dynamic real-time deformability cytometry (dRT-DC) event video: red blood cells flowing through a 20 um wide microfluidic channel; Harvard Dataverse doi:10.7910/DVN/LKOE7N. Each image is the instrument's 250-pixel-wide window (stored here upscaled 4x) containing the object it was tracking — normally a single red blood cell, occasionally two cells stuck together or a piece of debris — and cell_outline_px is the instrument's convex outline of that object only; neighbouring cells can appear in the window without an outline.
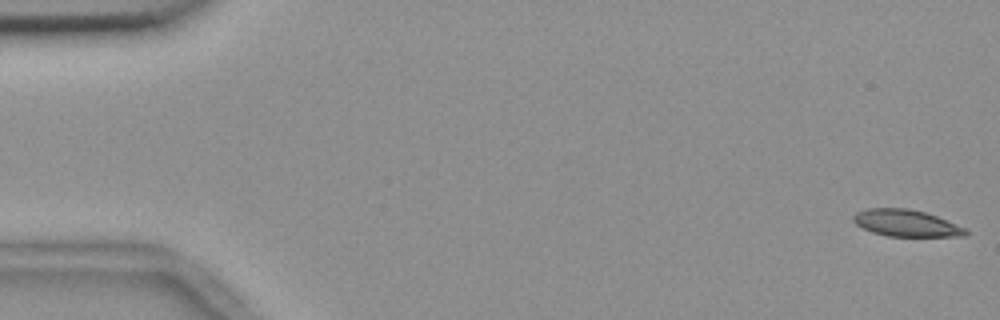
{"species": "common noctule bat (a hibernating species)", "species_latin": "Nyctalus noctula", "temperature_condition": "room temperature", "stored_images_in_passage": 8, "camera_frame_rate_fps": 3000, "um_per_image_px": 0.085, "animal": {"sex": "female", "body_mass_g": 18.4}, "frame": {"image": 1, "passage_image": 1, "time_ms": 0.0, "image_size_px": [1000, 320], "cell_outline_px": [[968, 236], [888, 236], [872, 232], [856, 224], [852, 220], [852, 216], [856, 212], [868, 208], [908, 208], [924, 212], [936, 216], [968, 228]], "centroid_in_image_um": [77.04, 18.96], "position_along_channel_um": 8.0, "area_um2": 17.57}}
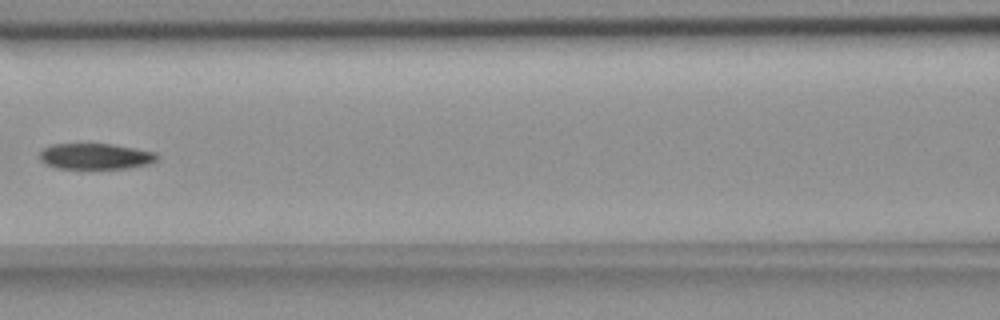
{"frame": {"image": 2, "passage_image": 7, "time_ms": 2.0, "image_size_px": [1000, 320], "cell_outline_px": [[160, 156], [156, 160], [148, 164], [128, 168], [56, 168], [44, 164], [40, 160], [40, 152], [44, 148], [52, 144], [112, 144], [136, 148], [156, 152]], "centroid_in_image_um": [8.12, 13.28], "position_along_channel_um": 158.5, "area_um2": 17.74}}
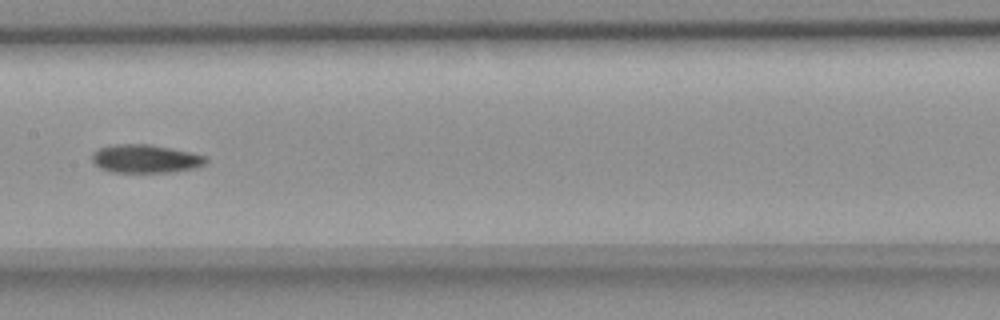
{"frame": {"image": 3, "passage_image": 8, "time_ms": 2.333, "image_size_px": [1000, 320], "cell_outline_px": [[208, 160], [204, 164], [196, 168], [172, 172], [112, 172], [100, 168], [92, 164], [92, 152], [100, 148], [116, 144], [148, 144], [208, 156]], "centroid_in_image_um": [12.34, 13.5], "position_along_channel_um": 195.1, "area_um2": 18.79}}